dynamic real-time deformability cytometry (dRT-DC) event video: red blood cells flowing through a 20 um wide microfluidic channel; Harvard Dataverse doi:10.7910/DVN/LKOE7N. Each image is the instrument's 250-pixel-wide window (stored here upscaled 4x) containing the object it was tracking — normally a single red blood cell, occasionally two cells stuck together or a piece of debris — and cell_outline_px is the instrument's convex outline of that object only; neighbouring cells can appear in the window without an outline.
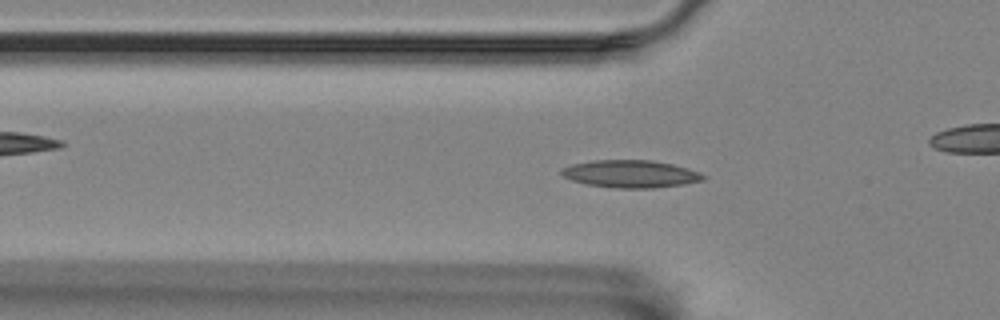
{"species": "Egyptian fruit bat (a non-hibernating species)", "species_latin": "Rousettus aegyptiacus", "temperature_condition": "room temperature", "stored_images_in_passage": 44, "camera_frame_rate_fps": 3000, "um_per_image_px": 0.085, "animal": {"sex": "female"}, "frame": {"image": 1, "passage_image": 5, "time_ms": 1.333, "image_size_px": [1000, 320], "cell_outline_px": [[708, 176], [704, 180], [684, 184], [652, 188], [616, 188], [584, 184], [572, 180], [564, 176], [560, 172], [560, 168], [572, 164], [592, 160], [652, 160], [672, 164], [688, 168], [700, 172]], "centroid_in_image_um": [53.61, 14.78], "position_along_channel_um": 72.2, "area_um2": 22.89}}
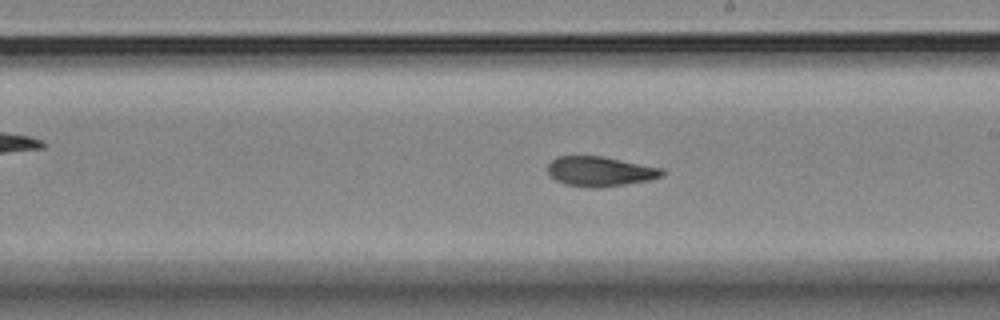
{"frame": {"image": 2, "passage_image": 19, "time_ms": 6.0, "image_size_px": [1000, 320], "cell_outline_px": [[664, 176], [648, 180], [600, 188], [588, 188], [564, 184], [556, 180], [548, 172], [548, 164], [552, 160], [560, 156], [604, 156], [664, 168]], "centroid_in_image_um": [51.03, 14.57], "position_along_channel_um": 238.0, "area_um2": 20.0}}
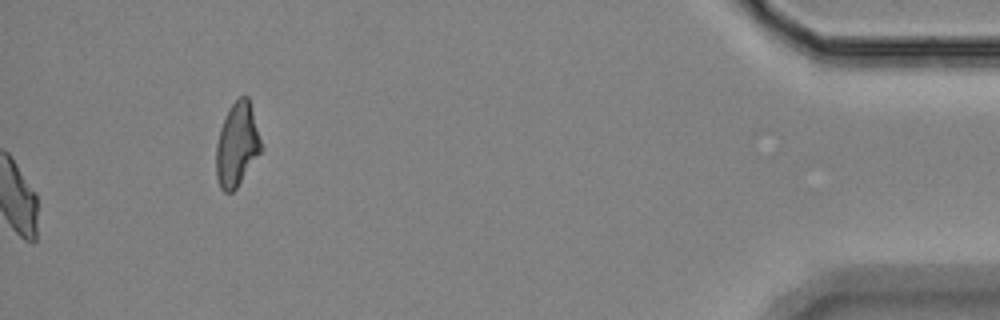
{"frame": {"image": 3, "passage_image": 44, "time_ms": 14.333, "image_size_px": [1000, 320], "cell_outline_px": [[264, 148], [236, 188], [232, 192], [224, 192], [220, 188], [216, 176], [216, 144], [220, 128], [228, 108], [240, 96], [248, 96], [252, 108]], "centroid_in_image_um": [20.15, 12.29], "position_along_channel_um": 415.0, "area_um2": 22.14}, "authors_computed_cell_mechanics": {"area_um2": 19.9988, "velocity_mm_per_s": 3.5302, "shape_relaxation_time_tau1_ms": null, "shape_relaxation_time_tau2_ms": 2.9156, "deformation_change_tau1": null, "deformation_change_tau2": 0.0945}}